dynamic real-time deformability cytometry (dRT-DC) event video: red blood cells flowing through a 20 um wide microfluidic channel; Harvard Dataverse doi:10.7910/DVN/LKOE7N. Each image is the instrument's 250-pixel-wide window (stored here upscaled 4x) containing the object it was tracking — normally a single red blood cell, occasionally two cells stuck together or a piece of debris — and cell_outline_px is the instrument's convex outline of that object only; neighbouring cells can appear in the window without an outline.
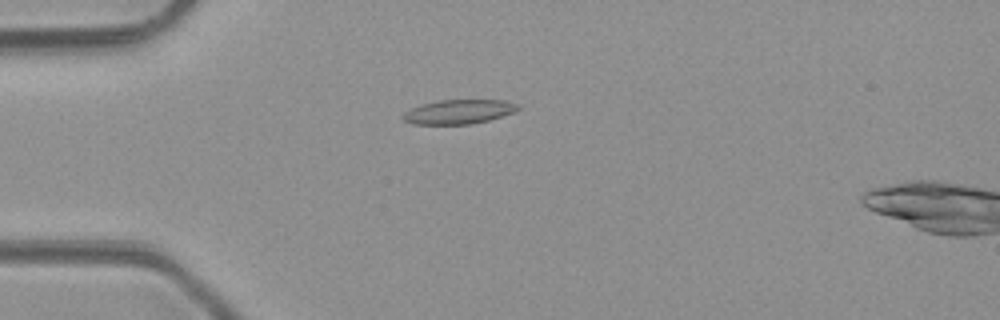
{"species": "common noctule bat (a hibernating species)", "species_latin": "Nyctalus noctula", "temperature_condition": "room temperature", "stored_images_in_passage": 4, "camera_frame_rate_fps": 3000, "um_per_image_px": 0.085, "animal": {"sex": "male", "body_mass_g": 23.1, "forearm_length_mm": 52.7}, "frame": {"image": 1, "passage_image": 4, "time_ms": 3.333, "image_size_px": [1000, 320], "cell_outline_px": [[520, 108], [512, 112], [488, 120], [472, 124], [412, 124], [404, 120], [400, 116], [404, 112], [420, 104], [440, 100], [504, 100], [520, 104]], "centroid_in_image_um": [38.96, 9.49], "position_along_channel_um": 46.0, "area_um2": 16.24}}